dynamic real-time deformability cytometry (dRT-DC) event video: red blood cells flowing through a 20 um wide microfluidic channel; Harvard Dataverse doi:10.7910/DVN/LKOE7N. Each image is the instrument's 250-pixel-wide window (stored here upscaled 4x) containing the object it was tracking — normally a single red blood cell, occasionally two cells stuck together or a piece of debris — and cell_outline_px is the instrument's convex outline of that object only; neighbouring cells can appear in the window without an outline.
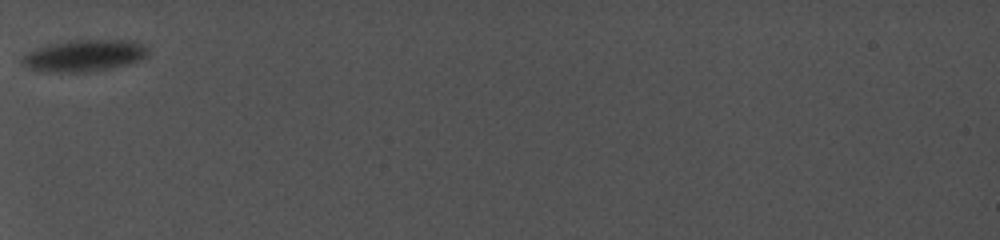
{"species": "common noctule bat (a hibernating species)", "species_latin": "Nyctalus noctula", "temperature_condition": "cold", "stored_images_in_passage": 9, "camera_frame_rate_fps": 5000, "um_per_image_px": 0.085, "animal": {"sex": "female", "body_mass_g": 19.0, "forearm_length_mm": 56.7}, "frame": {"image": 1, "passage_image": 1, "time_ms": 0.0, "image_size_px": [1000, 240], "cell_outline_px": [[148, 52], [140, 60], [128, 64], [88, 72], [48, 72], [28, 68], [20, 64], [20, 60], [28, 52], [36, 48], [48, 44], [76, 40], [128, 40], [144, 44], [148, 48]], "centroid_in_image_um": [7.12, 4.73], "position_along_channel_um": 77.9, "area_um2": 23.18}}
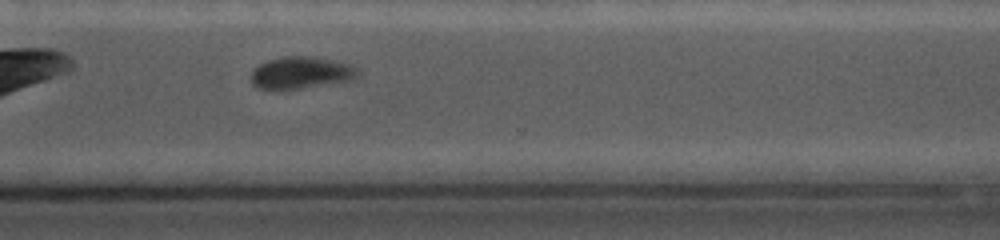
{"frame": {"image": 2, "passage_image": 8, "time_ms": 7.2, "image_size_px": [1000, 240], "cell_outline_px": [[360, 72], [352, 80], [300, 88], [256, 88], [252, 84], [252, 72], [260, 64], [268, 60], [284, 56], [316, 56], [352, 64]], "centroid_in_image_um": [25.63, 6.15], "position_along_channel_um": 345.0, "area_um2": 19.71}}